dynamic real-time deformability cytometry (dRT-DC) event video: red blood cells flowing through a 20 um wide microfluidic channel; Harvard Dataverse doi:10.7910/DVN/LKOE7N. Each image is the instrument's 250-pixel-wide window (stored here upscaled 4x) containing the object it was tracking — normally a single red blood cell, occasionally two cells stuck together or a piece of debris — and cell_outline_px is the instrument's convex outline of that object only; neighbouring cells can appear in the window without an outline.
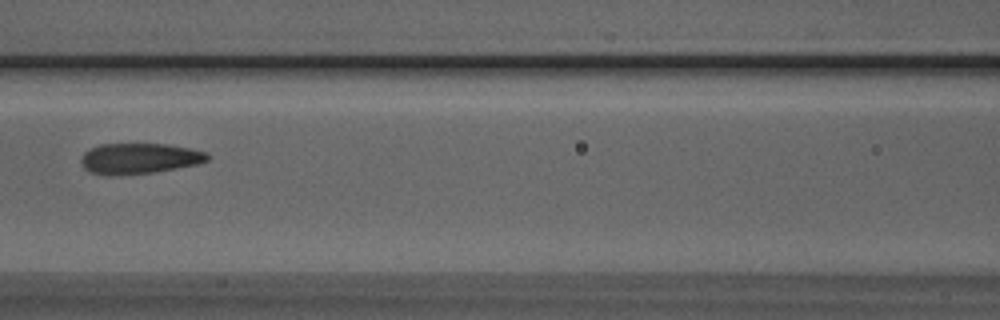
{"species": "Egyptian fruit bat (a non-hibernating species)", "species_latin": "Rousettus aegyptiacus", "temperature_condition": "room temperature", "stored_images_in_passage": 9, "camera_frame_rate_fps": 3000, "um_per_image_px": 0.085, "animal": {"sex": "male"}, "frame": {"image": 1, "passage_image": 8, "time_ms": 2.333, "image_size_px": [1000, 320], "cell_outline_px": [[208, 160], [196, 164], [176, 168], [152, 172], [108, 176], [88, 172], [84, 168], [80, 160], [80, 156], [84, 152], [100, 144], [168, 144], [208, 152]], "centroid_in_image_um": [11.79, 13.47], "position_along_channel_um": 154.8, "area_um2": 22.54}}
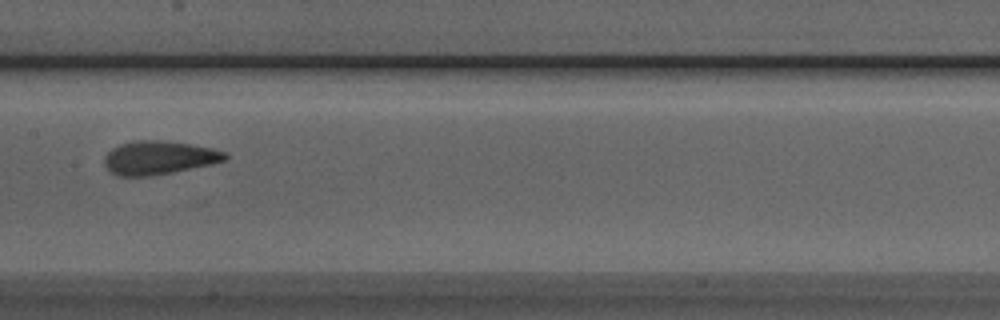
{"frame": {"image": 2, "passage_image": 9, "time_ms": 2.667, "image_size_px": [1000, 320], "cell_outline_px": [[228, 156], [224, 160], [212, 164], [152, 176], [116, 176], [104, 164], [104, 156], [112, 148], [120, 144], [140, 140], [160, 140], [188, 144], [212, 148], [224, 152]], "centroid_in_image_um": [13.48, 13.41], "position_along_channel_um": 193.9, "area_um2": 23.35}}